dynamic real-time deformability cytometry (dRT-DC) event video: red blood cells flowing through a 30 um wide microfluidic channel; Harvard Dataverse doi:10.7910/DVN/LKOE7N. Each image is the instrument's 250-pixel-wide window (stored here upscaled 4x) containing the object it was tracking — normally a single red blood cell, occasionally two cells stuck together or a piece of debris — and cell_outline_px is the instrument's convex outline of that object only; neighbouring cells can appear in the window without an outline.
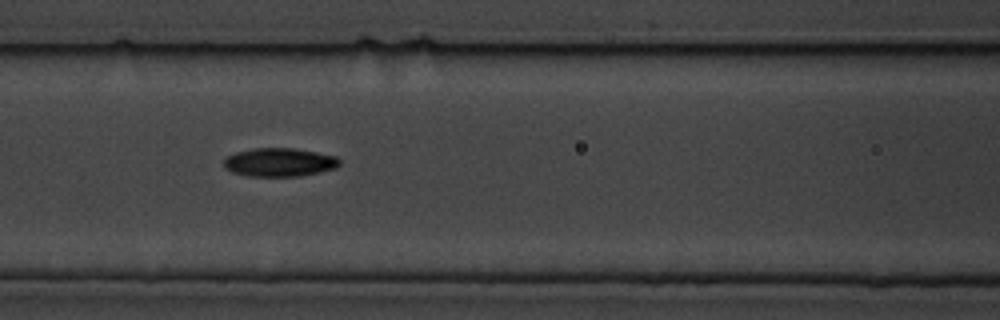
{"species": "common noctule bat (a hibernating species)", "species_latin": "Nyctalus noctula", "temperature_condition": "cold", "stored_images_in_passage": 6, "camera_frame_rate_fps": 3000, "um_per_image_px": 0.085, "animal": {"sex": "male", "body_mass_g": 19.5, "forearm_length_mm": 54.6}, "frame": {"image": 1, "passage_image": 5, "time_ms": 4.667, "image_size_px": [1000, 320], "cell_outline_px": [[340, 164], [336, 168], [320, 172], [300, 176], [248, 176], [232, 172], [224, 168], [224, 156], [236, 152], [252, 148], [296, 148], [336, 156], [340, 160]], "centroid_in_image_um": [23.73, 13.79], "position_along_channel_um": 142.9, "area_um2": 19.42}}
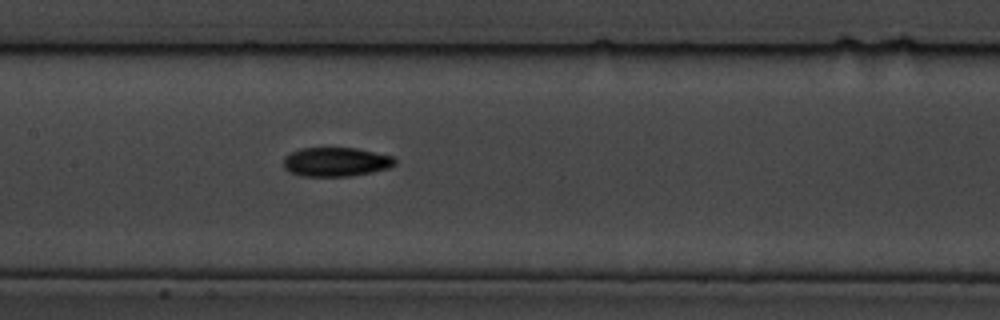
{"frame": {"image": 2, "passage_image": 6, "time_ms": 5.667, "image_size_px": [1000, 320], "cell_outline_px": [[396, 164], [388, 168], [372, 172], [352, 176], [304, 176], [288, 172], [284, 168], [284, 156], [300, 148], [356, 148], [392, 156], [396, 160]], "centroid_in_image_um": [28.54, 13.76], "position_along_channel_um": 178.9, "area_um2": 18.9}}